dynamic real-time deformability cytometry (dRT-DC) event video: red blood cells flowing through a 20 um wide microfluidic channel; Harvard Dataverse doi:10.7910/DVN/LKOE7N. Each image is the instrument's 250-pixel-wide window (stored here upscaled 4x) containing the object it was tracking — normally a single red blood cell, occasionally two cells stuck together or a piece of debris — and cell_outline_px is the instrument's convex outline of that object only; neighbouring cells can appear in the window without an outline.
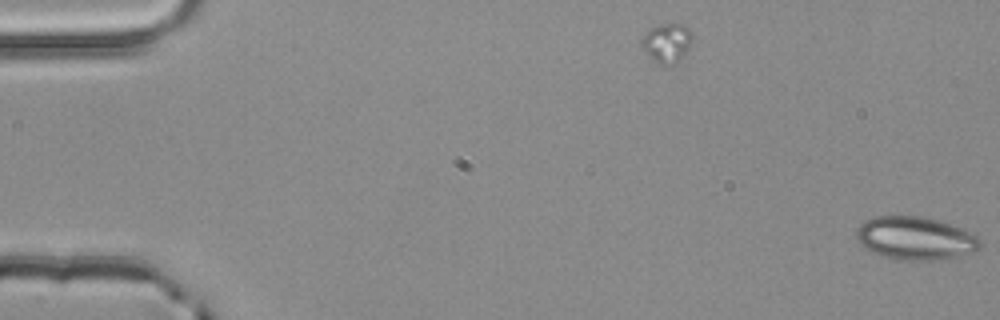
{"species": "common noctule bat (a hibernating species)", "species_latin": "Nyctalus noctula", "temperature_condition": "room temperature", "stored_images_in_passage": 3, "camera_frame_rate_fps": 3000, "um_per_image_px": 0.085, "animal": {"sex": "male", "body_mass_g": 20.4}, "frame": {"image": 1, "passage_image": 3, "time_ms": 0.667, "image_size_px": [1000, 320], "cell_outline_px": [[984, 244], [980, 248], [972, 252], [956, 256], [936, 260], [900, 260], [868, 252], [860, 244], [856, 236], [856, 228], [864, 220], [876, 216], [920, 216], [940, 220], [964, 228], [972, 232]], "centroid_in_image_um": [77.8, 20.24], "position_along_channel_um": 7.2, "area_um2": 31.5}}